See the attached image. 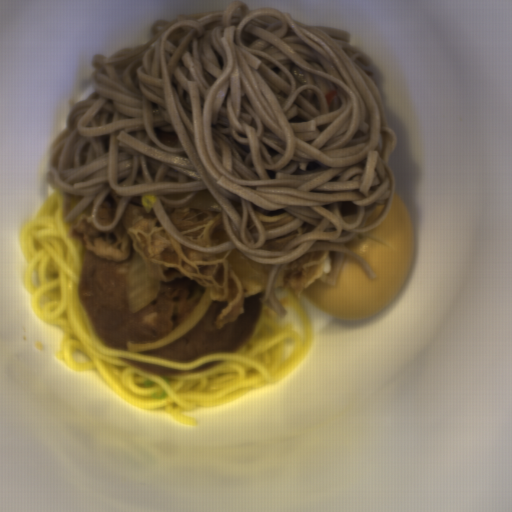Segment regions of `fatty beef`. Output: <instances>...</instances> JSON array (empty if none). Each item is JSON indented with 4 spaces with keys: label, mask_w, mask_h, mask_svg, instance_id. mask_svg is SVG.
<instances>
[{
    "label": "fatty beef",
    "mask_w": 512,
    "mask_h": 512,
    "mask_svg": "<svg viewBox=\"0 0 512 512\" xmlns=\"http://www.w3.org/2000/svg\"><path fill=\"white\" fill-rule=\"evenodd\" d=\"M121 200V195H117L115 191L107 192L96 212L97 224L110 225L119 209Z\"/></svg>",
    "instance_id": "4"
},
{
    "label": "fatty beef",
    "mask_w": 512,
    "mask_h": 512,
    "mask_svg": "<svg viewBox=\"0 0 512 512\" xmlns=\"http://www.w3.org/2000/svg\"><path fill=\"white\" fill-rule=\"evenodd\" d=\"M335 252H306L291 263H284L282 285L301 291L311 287L317 280L326 282L332 269Z\"/></svg>",
    "instance_id": "3"
},
{
    "label": "fatty beef",
    "mask_w": 512,
    "mask_h": 512,
    "mask_svg": "<svg viewBox=\"0 0 512 512\" xmlns=\"http://www.w3.org/2000/svg\"><path fill=\"white\" fill-rule=\"evenodd\" d=\"M141 198L130 197L118 224L108 232L92 223L93 199L70 222L73 237L94 255L110 261H127L138 253L149 278L157 284L178 278L197 279L212 300L227 302L218 315V329L244 313L246 297L266 291L267 285L235 275L230 265L231 248L220 254L189 249L169 235L154 207L146 210Z\"/></svg>",
    "instance_id": "1"
},
{
    "label": "fatty beef",
    "mask_w": 512,
    "mask_h": 512,
    "mask_svg": "<svg viewBox=\"0 0 512 512\" xmlns=\"http://www.w3.org/2000/svg\"><path fill=\"white\" fill-rule=\"evenodd\" d=\"M294 220H295V217L293 215V216H288V217L281 218V219L276 220L274 222H263L262 221L261 226L264 229H266V230L267 229H273V228L280 227V226H283L285 224L291 223Z\"/></svg>",
    "instance_id": "6"
},
{
    "label": "fatty beef",
    "mask_w": 512,
    "mask_h": 512,
    "mask_svg": "<svg viewBox=\"0 0 512 512\" xmlns=\"http://www.w3.org/2000/svg\"><path fill=\"white\" fill-rule=\"evenodd\" d=\"M315 226L303 222L295 231L281 235L279 237L273 238V239H266L263 246L257 249H267V250H276V251H282L284 247L295 237H297L300 234L309 233L312 230H314Z\"/></svg>",
    "instance_id": "5"
},
{
    "label": "fatty beef",
    "mask_w": 512,
    "mask_h": 512,
    "mask_svg": "<svg viewBox=\"0 0 512 512\" xmlns=\"http://www.w3.org/2000/svg\"><path fill=\"white\" fill-rule=\"evenodd\" d=\"M170 221L187 239L199 247L232 242L222 224V212L185 205L173 208L160 199Z\"/></svg>",
    "instance_id": "2"
}]
</instances>
